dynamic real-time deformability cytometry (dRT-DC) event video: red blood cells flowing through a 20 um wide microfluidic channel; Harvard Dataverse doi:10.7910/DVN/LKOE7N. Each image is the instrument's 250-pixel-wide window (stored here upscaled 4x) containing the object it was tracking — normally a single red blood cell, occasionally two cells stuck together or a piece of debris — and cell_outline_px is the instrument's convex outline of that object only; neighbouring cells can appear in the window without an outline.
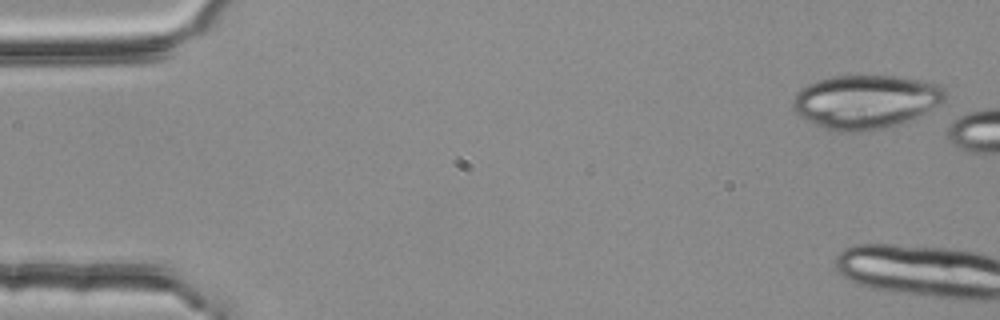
{"species": "common noctule bat (a hibernating species)", "species_latin": "Nyctalus noctula", "temperature_condition": "room temperature", "stored_images_in_passage": 5, "camera_frame_rate_fps": 3000, "um_per_image_px": 0.085, "animal": {"sex": "female", "body_mass_g": 25.1}, "frame": {"image": 1, "passage_image": 5, "time_ms": 1.333, "image_size_px": [1000, 320], "cell_outline_px": [[948, 96], [940, 104], [908, 120], [888, 128], [864, 132], [840, 132], [824, 128], [800, 116], [792, 108], [792, 100], [796, 92], [800, 88], [816, 80], [832, 76], [904, 76], [940, 84], [944, 88]], "centroid_in_image_um": [73.58, 8.63], "position_along_channel_um": 11.4, "area_um2": 48.09}}